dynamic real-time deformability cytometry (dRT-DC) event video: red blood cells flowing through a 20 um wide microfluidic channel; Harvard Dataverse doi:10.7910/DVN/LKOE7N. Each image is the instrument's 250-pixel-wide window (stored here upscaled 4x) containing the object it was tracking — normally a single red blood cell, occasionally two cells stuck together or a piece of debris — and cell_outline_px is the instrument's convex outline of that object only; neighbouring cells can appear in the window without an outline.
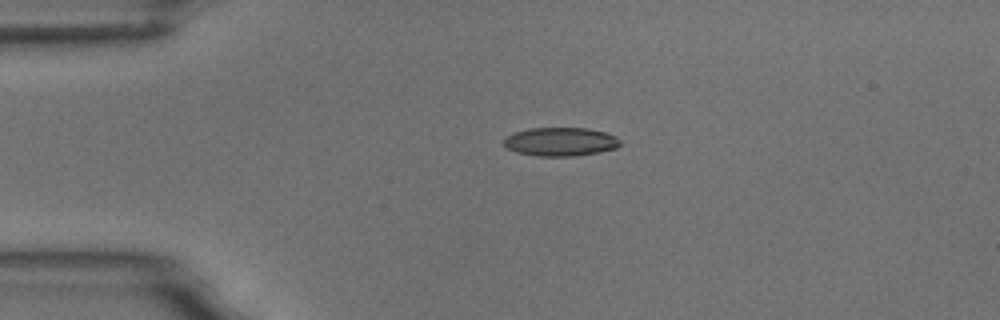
{"species": "common noctule bat (a hibernating species)", "species_latin": "Nyctalus noctula", "temperature_condition": "room temperature", "stored_images_in_passage": 2, "camera_frame_rate_fps": 3000, "um_per_image_px": 0.085, "animal": {"sex": "male", "body_mass_g": 18.8}, "frame": {"image": 1, "passage_image": 1, "time_ms": 0.0, "image_size_px": [1000, 320], "cell_outline_px": [[620, 144], [616, 148], [600, 152], [576, 156], [536, 156], [516, 152], [508, 148], [504, 144], [504, 136], [512, 132], [528, 128], [588, 128], [604, 132], [616, 136], [620, 140]], "centroid_in_image_um": [47.62, 12.04], "position_along_channel_um": 37.4, "area_um2": 19.59}}